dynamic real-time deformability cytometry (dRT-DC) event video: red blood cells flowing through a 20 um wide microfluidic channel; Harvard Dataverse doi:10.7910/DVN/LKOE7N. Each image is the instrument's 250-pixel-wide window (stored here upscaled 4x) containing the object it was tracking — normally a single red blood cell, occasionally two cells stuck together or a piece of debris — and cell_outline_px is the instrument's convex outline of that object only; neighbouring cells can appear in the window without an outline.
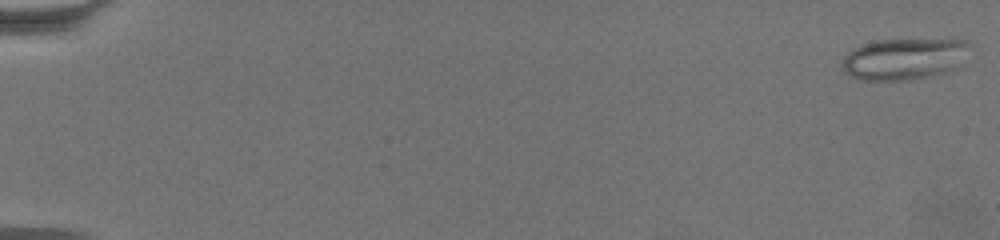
{"species": "common noctule bat (a hibernating species)", "species_latin": "Nyctalus noctula", "temperature_condition": "warm", "stored_images_in_passage": 63, "camera_frame_rate_fps": 3000, "um_per_image_px": 0.085, "animal": {"sex": "female", "body_mass_g": 19.5, "forearm_length_mm": 54.1}, "frame": {"image": 1, "passage_image": 1, "time_ms": 0.0, "image_size_px": [1000, 240], "cell_outline_px": [[976, 44], [952, 68], [944, 72], [928, 76], [904, 80], [860, 80], [848, 76], [840, 64], [844, 56], [848, 52], [864, 44], [876, 40], [968, 40]], "centroid_in_image_um": [76.82, 5.0], "position_along_channel_um": 8.2, "area_um2": 30.58}}
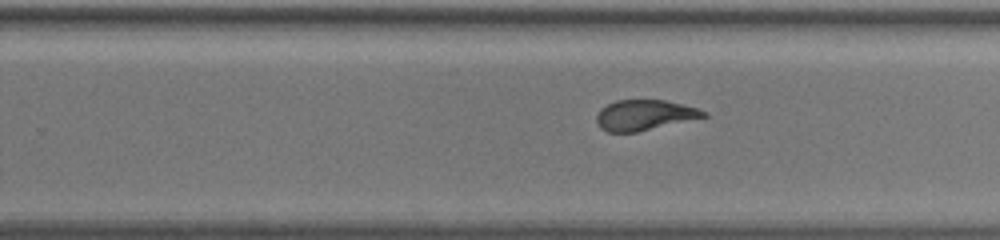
{"frame": {"image": 2, "passage_image": 42, "time_ms": 13.667, "image_size_px": [1000, 240], "cell_outline_px": [[708, 116], [636, 132], [608, 132], [600, 128], [596, 120], [596, 116], [600, 108], [616, 100], [664, 100], [696, 108], [708, 112]], "centroid_in_image_um": [54.75, 9.78], "position_along_channel_um": 275.1, "area_um2": 18.79}}
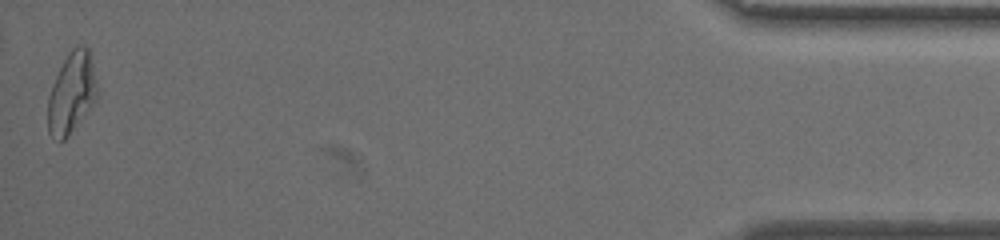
{"frame": {"image": 3, "passage_image": 63, "time_ms": 20.667, "image_size_px": [1000, 240], "cell_outline_px": [[96, 100], [68, 136], [64, 140], [60, 140], [48, 132], [48, 96], [52, 84], [68, 52], [76, 44], [84, 44], [88, 48], [96, 84]], "centroid_in_image_um": [6.07, 7.87], "position_along_channel_um": 429.1, "area_um2": 22.77}, "authors_computed_cell_mechanics": {"area_um2": 21.4438, "velocity_mm_per_s": 3.3825, "shape_relaxation_time_tau1_ms": 10.4003, "shape_relaxation_time_tau2_ms": 1.3786, "deformation_change_tau1": 0.2471, "deformation_change_tau2": 0.0907}}